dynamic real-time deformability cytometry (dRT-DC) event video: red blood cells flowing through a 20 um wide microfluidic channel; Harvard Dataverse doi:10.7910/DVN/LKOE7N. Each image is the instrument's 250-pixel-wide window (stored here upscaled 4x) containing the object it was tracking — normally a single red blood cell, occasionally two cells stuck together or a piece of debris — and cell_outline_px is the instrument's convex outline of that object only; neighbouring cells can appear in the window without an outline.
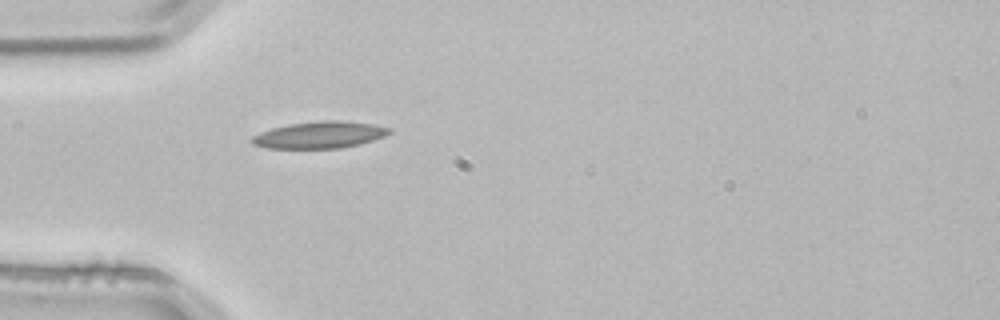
{"species": "common noctule bat (a hibernating species)", "species_latin": "Nyctalus noctula", "temperature_condition": "room temperature", "stored_images_in_passage": 3, "camera_frame_rate_fps": 3000, "um_per_image_px": 0.085, "animal": {"sex": "male", "body_mass_g": 21.5, "forearm_length_mm": 52.0}, "frame": {"image": 1, "passage_image": 3, "time_ms": 0.667, "image_size_px": [1000, 320], "cell_outline_px": [[392, 132], [384, 136], [360, 144], [340, 148], [268, 148], [252, 144], [252, 136], [260, 132], [272, 128], [288, 124], [320, 120], [340, 120], [372, 124], [392, 128]], "centroid_in_image_um": [27.18, 11.46], "position_along_channel_um": 57.8, "area_um2": 21.44}}